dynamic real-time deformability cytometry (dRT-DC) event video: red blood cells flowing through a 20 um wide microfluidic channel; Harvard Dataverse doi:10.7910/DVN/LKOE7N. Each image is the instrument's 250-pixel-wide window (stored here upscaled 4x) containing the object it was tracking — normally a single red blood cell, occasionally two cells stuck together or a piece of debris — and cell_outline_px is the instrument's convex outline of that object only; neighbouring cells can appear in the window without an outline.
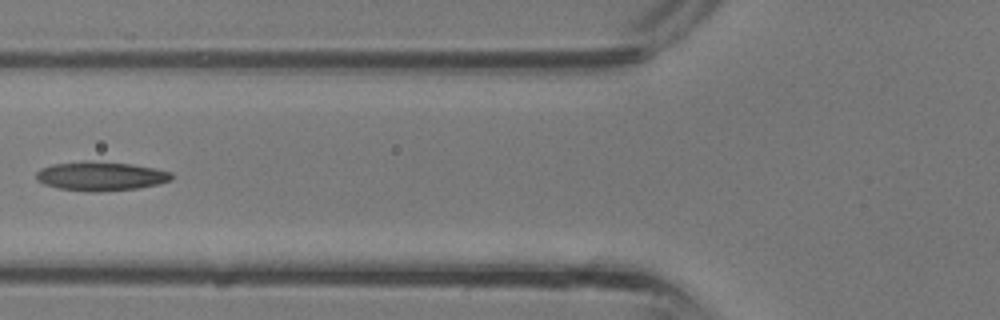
{"species": "common noctule bat (a hibernating species)", "species_latin": "Nyctalus noctula", "temperature_condition": "room temperature", "stored_images_in_passage": 35, "camera_frame_rate_fps": 3000, "um_per_image_px": 0.085, "animal": {"sex": "male", "body_mass_g": 13.3}, "frame": {"image": 1, "passage_image": 13, "time_ms": 4.0, "image_size_px": [1000, 320], "cell_outline_px": [[172, 180], [160, 184], [136, 188], [96, 192], [88, 192], [56, 188], [44, 184], [36, 180], [36, 172], [40, 168], [52, 164], [84, 160], [92, 160], [132, 164], [172, 172]], "centroid_in_image_um": [8.52, 14.96], "position_along_channel_um": 117.3, "area_um2": 23.24}}
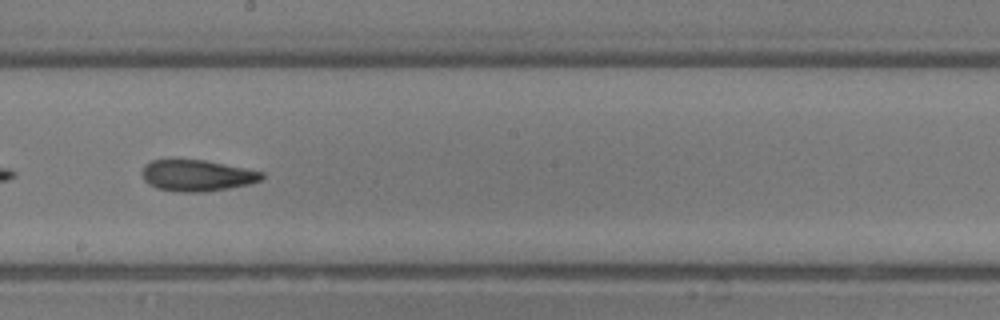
{"frame": {"image": 2, "passage_image": 19, "time_ms": 6.0, "image_size_px": [1000, 320], "cell_outline_px": [[264, 176], [260, 180], [248, 184], [228, 188], [204, 192], [180, 192], [156, 188], [148, 184], [144, 180], [140, 172], [144, 164], [152, 160], [204, 160], [264, 172]], "centroid_in_image_um": [16.69, 14.92], "position_along_channel_um": 231.5, "area_um2": 21.79}}
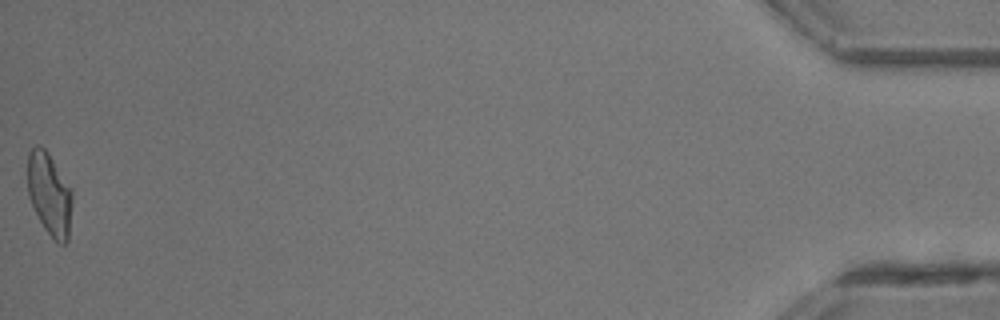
{"frame": {"image": 3, "passage_image": 35, "time_ms": 11.333, "image_size_px": [1000, 320], "cell_outline_px": [[72, 204], [68, 240], [64, 244], [60, 244], [44, 228], [28, 196], [28, 152], [36, 144], [40, 144], [48, 152], [72, 188]], "centroid_in_image_um": [4.22, 16.45], "position_along_channel_um": 431.0, "area_um2": 21.5}}